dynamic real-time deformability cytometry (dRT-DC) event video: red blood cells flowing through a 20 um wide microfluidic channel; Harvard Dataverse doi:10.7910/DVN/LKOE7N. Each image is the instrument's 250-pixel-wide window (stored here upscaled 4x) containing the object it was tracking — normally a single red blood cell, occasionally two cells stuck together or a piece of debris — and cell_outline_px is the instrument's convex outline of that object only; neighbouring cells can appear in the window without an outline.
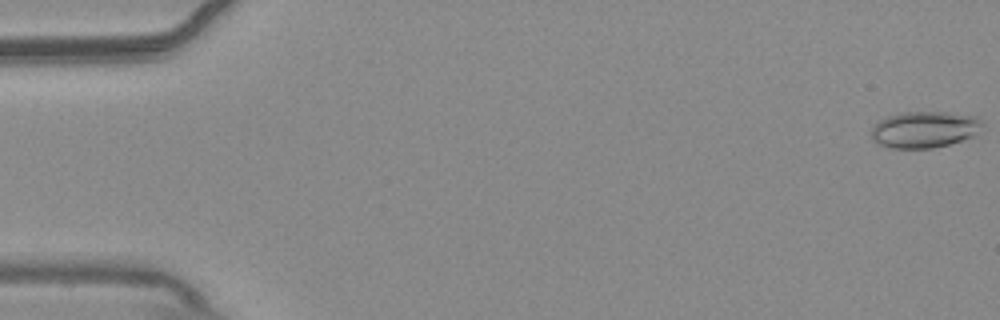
{"species": "common noctule bat (a hibernating species)", "species_latin": "Nyctalus noctula", "temperature_condition": "warm", "stored_images_in_passage": 21, "camera_frame_rate_fps": 3000, "um_per_image_px": 0.085, "animal": {"sex": "male", "body_mass_g": 20.4}, "frame": {"image": 1, "passage_image": 1, "time_ms": 0.0, "image_size_px": [1000, 320], "cell_outline_px": [[984, 124], [972, 136], [948, 144], [932, 148], [888, 148], [872, 140], [872, 128], [880, 120], [888, 116], [904, 112], [948, 112], [976, 116]], "centroid_in_image_um": [78.57, 11.0], "position_along_channel_um": 6.4, "area_um2": 23.35}}
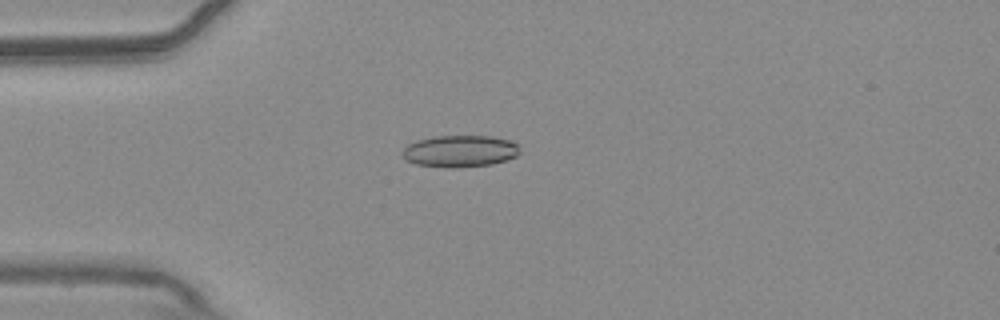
{"frame": {"image": 2, "passage_image": 15, "time_ms": 4.667, "image_size_px": [1000, 320], "cell_outline_px": [[520, 152], [516, 156], [508, 160], [492, 164], [452, 168], [416, 164], [404, 160], [400, 152], [408, 144], [416, 140], [432, 136], [492, 136], [508, 140], [516, 144], [520, 148]], "centroid_in_image_um": [39.06, 12.84], "position_along_channel_um": 45.9, "area_um2": 21.96}}
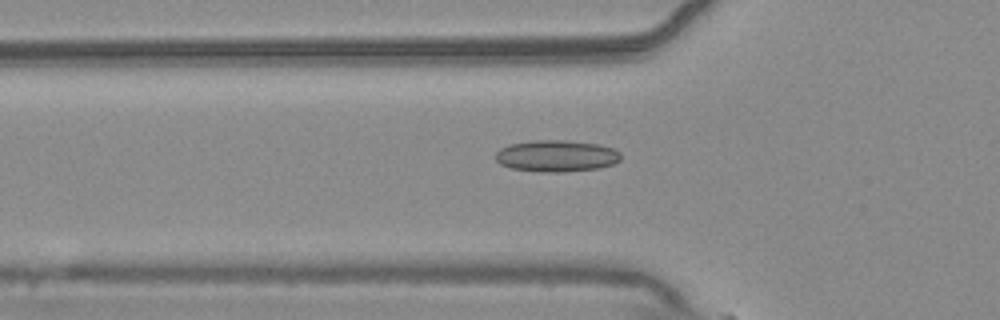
{"frame": {"image": 3, "passage_image": 19, "time_ms": 6.0, "image_size_px": [1000, 320], "cell_outline_px": [[620, 160], [612, 164], [600, 168], [560, 172], [544, 172], [512, 168], [500, 164], [496, 160], [496, 152], [500, 148], [508, 144], [532, 140], [564, 140], [600, 144], [612, 148], [620, 152]], "centroid_in_image_um": [47.29, 13.24], "position_along_channel_um": 78.5, "area_um2": 23.12}}